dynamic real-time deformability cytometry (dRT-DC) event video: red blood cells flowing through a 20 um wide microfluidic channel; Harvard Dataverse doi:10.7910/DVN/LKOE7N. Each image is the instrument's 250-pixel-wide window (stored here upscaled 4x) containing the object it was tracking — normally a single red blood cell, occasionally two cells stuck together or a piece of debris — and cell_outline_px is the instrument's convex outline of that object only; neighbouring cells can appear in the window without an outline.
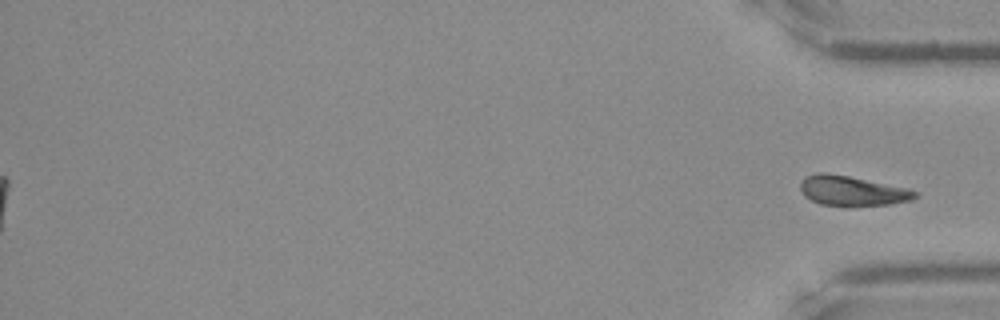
{"species": "Egyptian fruit bat (a non-hibernating species)", "species_latin": "Rousettus aegyptiacus", "temperature_condition": "warm", "stored_images_in_passage": 53, "segment_of_instrument_passage": [2, 2], "camera_frame_rate_fps": 3000, "um_per_image_px": 0.085, "frame": {"image": 1, "passage_image": 53, "time_ms": 17.333, "image_size_px": [1000, 320], "cell_outline_px": [[920, 196], [908, 200], [892, 204], [848, 208], [844, 208], [820, 204], [804, 196], [800, 192], [800, 180], [804, 176], [816, 172], [824, 172], [848, 176], [908, 188], [920, 192]], "centroid_in_image_um": [72.41, 16.25], "position_along_channel_um": 362.8, "area_um2": 20.75}}